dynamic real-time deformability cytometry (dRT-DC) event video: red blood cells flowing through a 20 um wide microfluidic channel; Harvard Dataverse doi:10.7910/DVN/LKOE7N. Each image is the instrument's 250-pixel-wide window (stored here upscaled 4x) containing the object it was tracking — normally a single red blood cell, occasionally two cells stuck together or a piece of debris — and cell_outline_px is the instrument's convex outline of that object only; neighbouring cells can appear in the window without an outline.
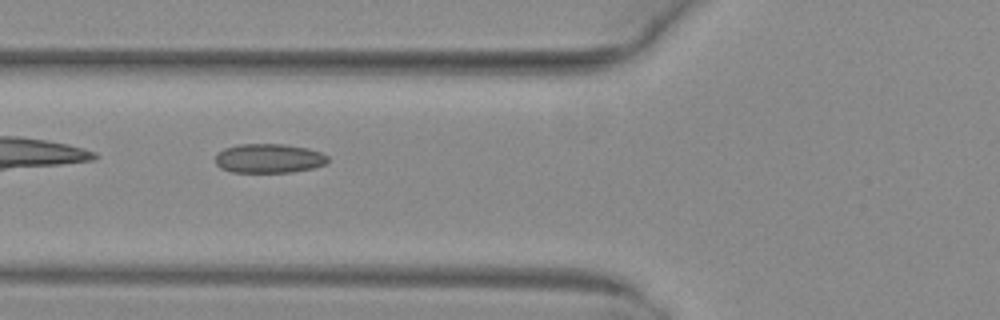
{"species": "common noctule bat (a hibernating species)", "species_latin": "Nyctalus noctula", "temperature_condition": "warm", "stored_images_in_passage": 36, "camera_frame_rate_fps": 3000, "um_per_image_px": 0.085, "animal": {"sex": "female", "body_mass_g": 29.2, "forearm_length_mm": 56.3}, "frame": {"image": 1, "passage_image": 4, "time_ms": 1.0, "image_size_px": [1000, 320], "cell_outline_px": [[328, 160], [324, 164], [312, 168], [292, 172], [232, 172], [220, 168], [216, 164], [216, 152], [224, 148], [236, 144], [284, 144], [308, 148], [320, 152], [328, 156]], "centroid_in_image_um": [22.82, 13.45], "position_along_channel_um": 103.0, "area_um2": 19.25}}
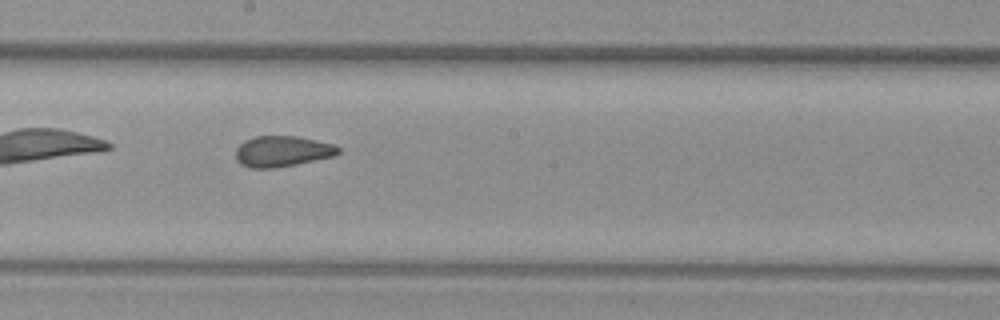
{"frame": {"image": 2, "passage_image": 13, "time_ms": 4.0, "image_size_px": [1000, 320], "cell_outline_px": [[340, 152], [332, 156], [296, 164], [276, 168], [248, 168], [240, 164], [236, 160], [236, 148], [244, 140], [256, 136], [296, 136], [316, 140], [332, 144], [340, 148]], "centroid_in_image_um": [23.94, 12.86], "position_along_channel_um": 224.3, "area_um2": 18.38}}
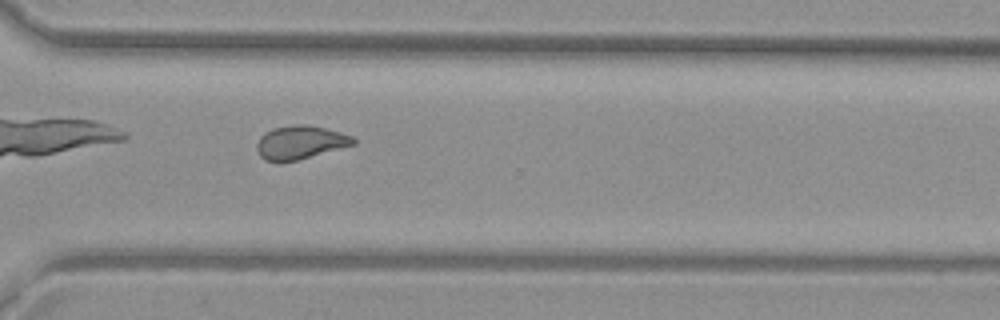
{"frame": {"image": 3, "passage_image": 22, "time_ms": 7.0, "image_size_px": [1000, 320], "cell_outline_px": [[356, 144], [296, 160], [264, 160], [260, 156], [256, 148], [256, 144], [260, 136], [264, 132], [272, 128], [292, 124], [308, 124], [340, 132], [352, 136], [356, 140]], "centroid_in_image_um": [25.51, 12.07], "position_along_channel_um": 345.1, "area_um2": 18.67}}